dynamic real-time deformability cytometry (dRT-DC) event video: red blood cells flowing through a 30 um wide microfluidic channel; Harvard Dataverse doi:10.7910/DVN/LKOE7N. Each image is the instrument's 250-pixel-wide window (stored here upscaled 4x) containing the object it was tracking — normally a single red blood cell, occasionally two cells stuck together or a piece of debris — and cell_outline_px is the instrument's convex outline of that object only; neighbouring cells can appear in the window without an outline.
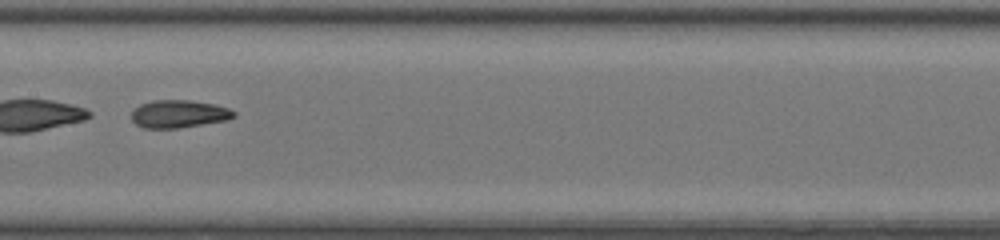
{"species": "common noctule bat (a hibernating species)", "species_latin": "Nyctalus noctula", "temperature_condition": "room temperature", "stored_images_in_passage": 52, "segment_of_instrument_passage": [2, 2], "camera_frame_rate_fps": 3000, "um_per_image_px": 0.085, "animal": {"sex": "female", "body_mass_g": 20.0, "forearm_length_mm": 54.0}, "frame": {"image": 1, "passage_image": 30, "time_ms": 9.667, "image_size_px": [1000, 240], "cell_outline_px": [[236, 116], [228, 120], [176, 128], [144, 128], [136, 124], [132, 120], [132, 112], [140, 104], [152, 100], [188, 100], [216, 104], [228, 108], [236, 112]], "centroid_in_image_um": [15.22, 9.67], "position_along_channel_um": 192.2, "area_um2": 16.53}}
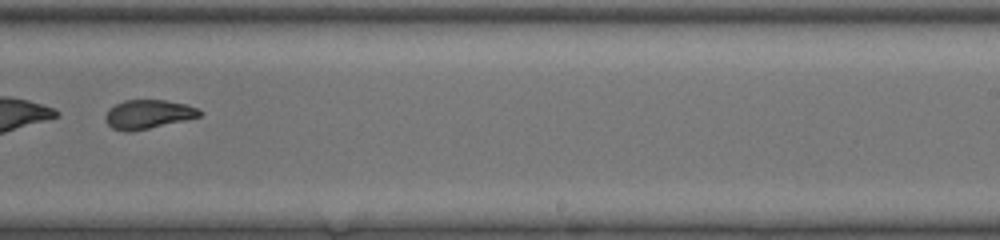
{"frame": {"image": 2, "passage_image": 36, "time_ms": 11.667, "image_size_px": [1000, 240], "cell_outline_px": [[204, 112], [200, 116], [188, 120], [128, 132], [124, 132], [112, 128], [104, 120], [104, 116], [108, 108], [124, 100], [164, 100], [188, 104]], "centroid_in_image_um": [12.58, 9.71], "position_along_channel_um": 276.4, "area_um2": 16.07}}